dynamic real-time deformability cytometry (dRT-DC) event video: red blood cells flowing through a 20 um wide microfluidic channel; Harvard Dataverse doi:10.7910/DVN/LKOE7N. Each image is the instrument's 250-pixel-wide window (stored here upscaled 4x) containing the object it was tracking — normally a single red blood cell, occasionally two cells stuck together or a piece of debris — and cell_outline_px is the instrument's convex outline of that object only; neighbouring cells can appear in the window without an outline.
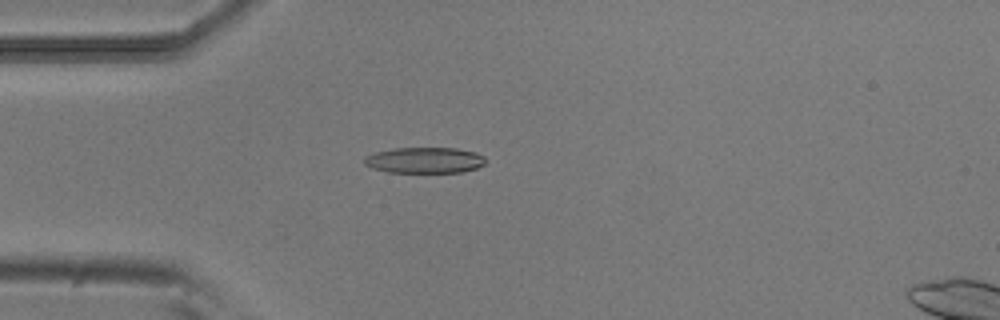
{"species": "common noctule bat (a hibernating species)", "species_latin": "Nyctalus noctula", "temperature_condition": "room temperature", "stored_images_in_passage": 39, "camera_frame_rate_fps": 3000, "um_per_image_px": 0.085, "animal": {"sex": "male", "body_mass_g": 20.5, "forearm_length_mm": 52.5}, "frame": {"image": 1, "passage_image": 1, "time_ms": 0.0, "image_size_px": [1000, 320], "cell_outline_px": [[488, 160], [484, 164], [476, 168], [460, 172], [388, 172], [372, 168], [364, 164], [364, 156], [376, 152], [392, 148], [456, 148], [476, 152], [484, 156]], "centroid_in_image_um": [36.1, 13.61], "position_along_channel_um": 48.9, "area_um2": 18.38}}
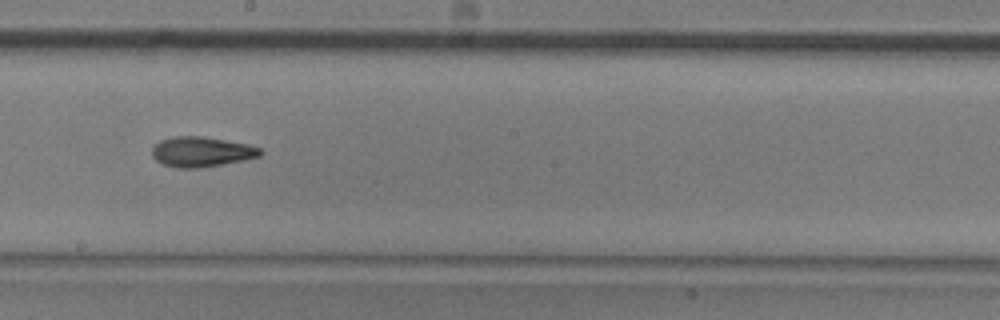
{"frame": {"image": 2, "passage_image": 16, "time_ms": 5.0, "image_size_px": [1000, 320], "cell_outline_px": [[264, 152], [260, 156], [244, 160], [200, 168], [176, 168], [164, 164], [156, 160], [152, 156], [152, 144], [160, 140], [172, 136], [204, 136], [248, 144], [260, 148]], "centroid_in_image_um": [17.11, 12.89], "position_along_channel_um": 231.1, "area_um2": 19.19}}
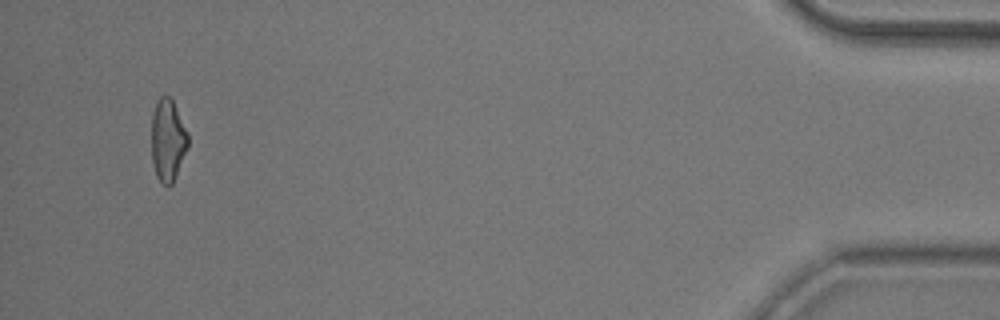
{"frame": {"image": 3, "passage_image": 37, "time_ms": 12.0, "image_size_px": [1000, 320], "cell_outline_px": [[188, 148], [172, 184], [164, 184], [156, 176], [152, 160], [152, 112], [160, 96], [168, 96], [172, 100], [188, 132]], "centroid_in_image_um": [14.27, 11.91], "position_along_channel_um": 420.9, "area_um2": 17.28}, "authors_computed_cell_mechanics": {"area_um2": 18.207, "velocity_mm_per_s": 3.8549, "shape_relaxation_time_tau1_ms": 6.3047, "shape_relaxation_time_tau2_ms": 5.9516, "deformation_change_tau1": 0.1802, "deformation_change_tau2": 0.1581}}